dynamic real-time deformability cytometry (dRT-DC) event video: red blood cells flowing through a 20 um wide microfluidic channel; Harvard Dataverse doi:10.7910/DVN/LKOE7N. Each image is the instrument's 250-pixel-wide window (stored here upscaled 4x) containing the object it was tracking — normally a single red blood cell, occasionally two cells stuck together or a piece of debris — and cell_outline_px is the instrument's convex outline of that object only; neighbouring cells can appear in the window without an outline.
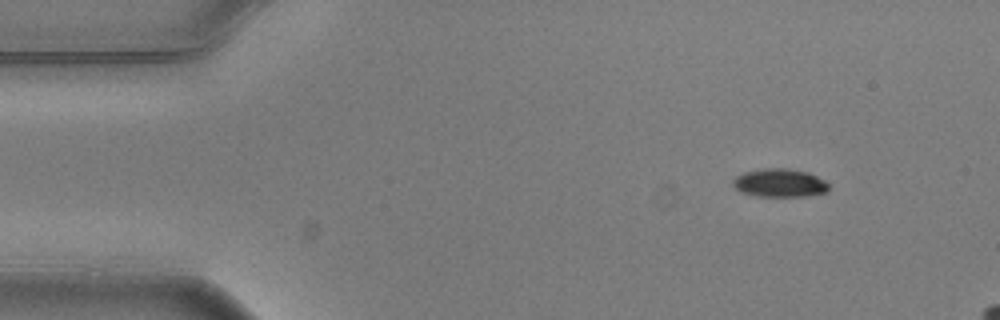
{"species": "common noctule bat (a hibernating species)", "species_latin": "Nyctalus noctula", "temperature_condition": "warm", "stored_images_in_passage": 3, "camera_frame_rate_fps": 3000, "um_per_image_px": 0.085, "animal": {"sex": "male", "body_mass_g": 20.5, "forearm_length_mm": 52.5}, "frame": {"image": 1, "passage_image": 1, "time_ms": 0.0, "image_size_px": [1000, 320], "cell_outline_px": [[828, 192], [808, 196], [756, 196], [740, 192], [732, 184], [732, 180], [736, 176], [744, 172], [764, 168], [788, 168], [808, 172], [824, 180], [828, 184]], "centroid_in_image_um": [66.26, 15.55], "position_along_channel_um": 18.7, "area_um2": 15.9}}
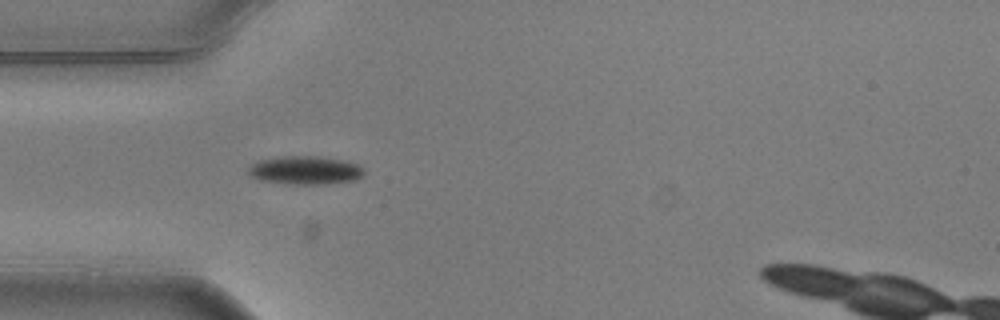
{"frame": {"image": 2, "passage_image": 3, "time_ms": 0.667, "image_size_px": [1000, 320], "cell_outline_px": [[364, 176], [356, 180], [324, 184], [284, 184], [260, 180], [252, 176], [248, 172], [248, 168], [252, 164], [260, 160], [284, 156], [320, 156], [344, 160], [360, 164], [364, 168]], "centroid_in_image_um": [26.0, 14.47], "position_along_channel_um": 59.0, "area_um2": 19.36}}